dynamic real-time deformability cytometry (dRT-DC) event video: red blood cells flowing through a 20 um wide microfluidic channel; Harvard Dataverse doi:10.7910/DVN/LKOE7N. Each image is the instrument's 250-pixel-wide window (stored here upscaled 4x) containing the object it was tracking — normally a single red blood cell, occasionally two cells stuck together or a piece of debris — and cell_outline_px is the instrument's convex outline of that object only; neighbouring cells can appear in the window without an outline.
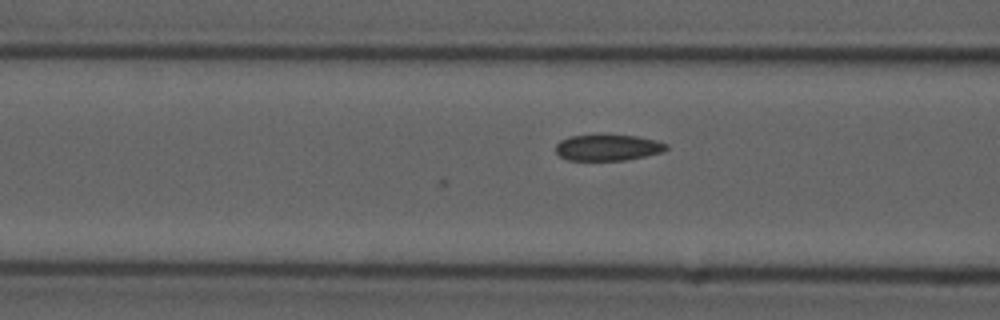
{"species": "common noctule bat (a hibernating species)", "species_latin": "Nyctalus noctula", "temperature_condition": "cold", "stored_images_in_passage": 15, "camera_frame_rate_fps": 3000, "um_per_image_px": 0.085, "animal": {"sex": "male", "forearm_length_mm": 52.5}, "frame": {"image": 1, "passage_image": 15, "time_ms": 4.667, "image_size_px": [1000, 320], "cell_outline_px": [[668, 148], [664, 152], [624, 160], [568, 160], [560, 156], [556, 152], [556, 144], [560, 140], [568, 136], [636, 136], [656, 140], [668, 144]], "centroid_in_image_um": [51.68, 12.55], "position_along_channel_um": 114.9, "area_um2": 16.59}}